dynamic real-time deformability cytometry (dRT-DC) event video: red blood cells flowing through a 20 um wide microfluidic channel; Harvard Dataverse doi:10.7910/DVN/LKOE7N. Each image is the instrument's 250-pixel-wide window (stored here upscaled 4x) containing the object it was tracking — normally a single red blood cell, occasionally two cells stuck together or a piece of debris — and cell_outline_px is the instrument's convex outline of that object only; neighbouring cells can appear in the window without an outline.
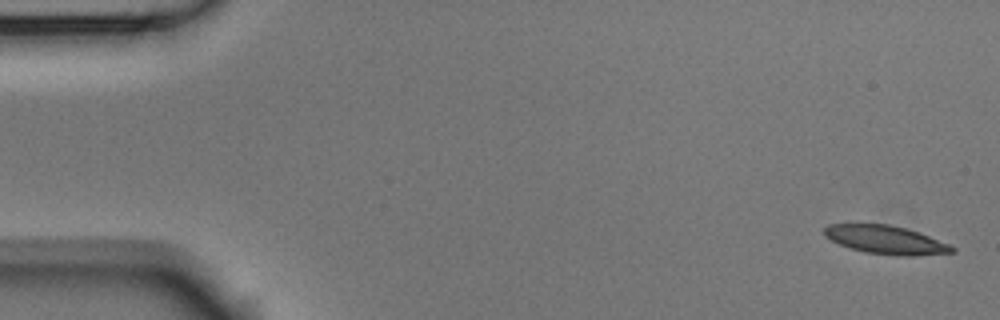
{"species": "Egyptian fruit bat (a non-hibernating species)", "species_latin": "Rousettus aegyptiacus", "temperature_condition": "room temperature", "stored_images_in_passage": 5, "camera_frame_rate_fps": 3000, "um_per_image_px": 0.085, "animal": {"sex": "male"}, "frame": {"image": 1, "passage_image": 1, "time_ms": 0.0, "image_size_px": [1000, 320], "cell_outline_px": [[956, 252], [916, 256], [896, 256], [864, 252], [840, 244], [824, 236], [824, 228], [828, 224], [888, 224], [904, 228], [928, 236], [948, 244], [956, 248]], "centroid_in_image_um": [75.29, 20.4], "position_along_channel_um": 9.7, "area_um2": 20.98}}
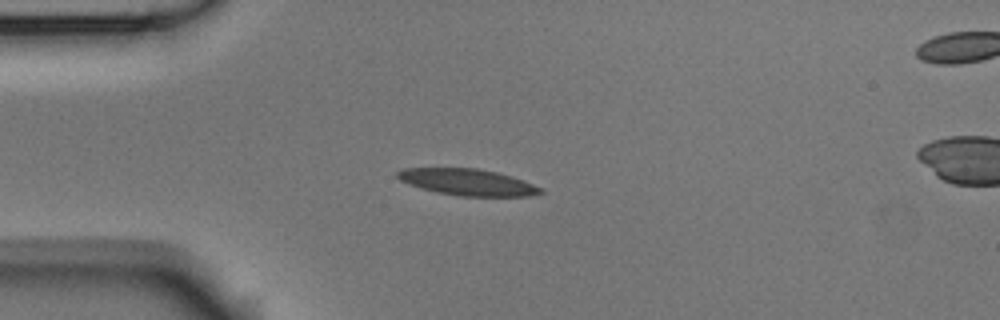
{"frame": {"image": 2, "passage_image": 4, "time_ms": 1.0, "image_size_px": [1000, 320], "cell_outline_px": [[544, 192], [528, 196], [456, 196], [436, 192], [420, 188], [408, 184], [400, 180], [396, 176], [396, 172], [404, 168], [476, 168], [496, 172], [512, 176], [544, 188]], "centroid_in_image_um": [39.74, 15.48], "position_along_channel_um": 45.3, "area_um2": 22.2}}